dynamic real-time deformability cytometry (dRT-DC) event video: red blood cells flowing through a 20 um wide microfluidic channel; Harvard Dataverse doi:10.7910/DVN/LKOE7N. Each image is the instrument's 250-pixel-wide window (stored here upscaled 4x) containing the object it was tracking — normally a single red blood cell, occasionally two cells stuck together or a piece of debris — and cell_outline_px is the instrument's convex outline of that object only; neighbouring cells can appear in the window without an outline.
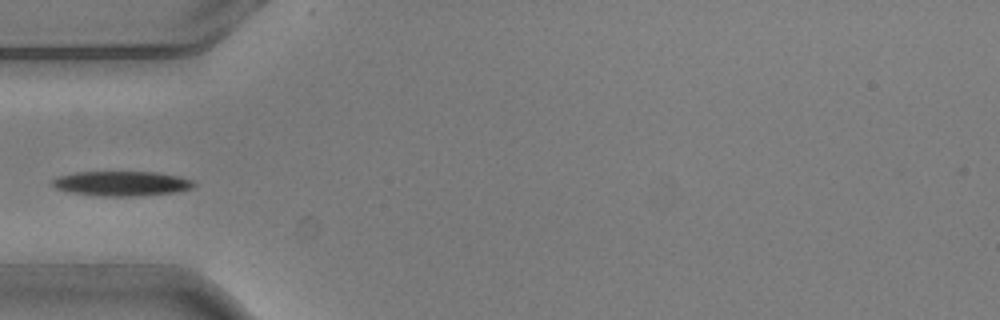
{"species": "common noctule bat (a hibernating species)", "species_latin": "Nyctalus noctula", "temperature_condition": "warm", "stored_images_in_passage": 5, "camera_frame_rate_fps": 3000, "um_per_image_px": 0.085, "animal": {"sex": "male", "body_mass_g": 20.5, "forearm_length_mm": 52.5}, "frame": {"image": 1, "passage_image": 5, "time_ms": 1.333, "image_size_px": [1000, 320], "cell_outline_px": [[196, 184], [192, 188], [176, 192], [140, 196], [104, 196], [72, 192], [56, 188], [52, 184], [52, 180], [56, 176], [76, 172], [156, 172], [180, 176], [192, 180]], "centroid_in_image_um": [10.37, 15.59], "position_along_channel_um": 74.6, "area_um2": 20.4}}